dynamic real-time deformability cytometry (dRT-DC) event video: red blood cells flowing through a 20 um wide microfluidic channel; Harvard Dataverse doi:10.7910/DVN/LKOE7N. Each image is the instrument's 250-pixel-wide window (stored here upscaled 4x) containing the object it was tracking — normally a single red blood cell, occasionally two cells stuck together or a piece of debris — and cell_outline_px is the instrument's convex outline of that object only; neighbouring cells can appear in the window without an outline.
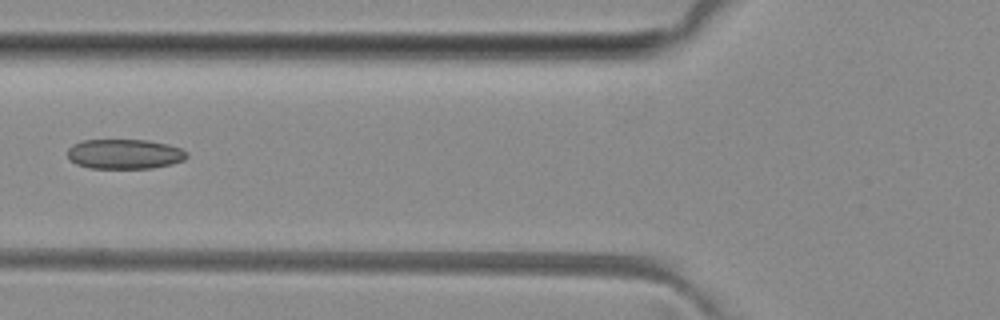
{"species": "common noctule bat (a hibernating species)", "species_latin": "Nyctalus noctula", "temperature_condition": "room temperature", "stored_images_in_passage": 5, "camera_frame_rate_fps": 3000, "um_per_image_px": 0.085, "animal": {"sex": "female", "body_mass_g": 29.2, "forearm_length_mm": 56.3}, "frame": {"image": 1, "passage_image": 5, "time_ms": 4.667, "image_size_px": [1000, 320], "cell_outline_px": [[188, 156], [184, 160], [172, 164], [152, 168], [88, 168], [76, 164], [68, 160], [68, 148], [72, 144], [84, 140], [148, 140], [168, 144], [180, 148], [188, 152]], "centroid_in_image_um": [10.58, 13.09], "position_along_channel_um": 115.2, "area_um2": 20.92}}